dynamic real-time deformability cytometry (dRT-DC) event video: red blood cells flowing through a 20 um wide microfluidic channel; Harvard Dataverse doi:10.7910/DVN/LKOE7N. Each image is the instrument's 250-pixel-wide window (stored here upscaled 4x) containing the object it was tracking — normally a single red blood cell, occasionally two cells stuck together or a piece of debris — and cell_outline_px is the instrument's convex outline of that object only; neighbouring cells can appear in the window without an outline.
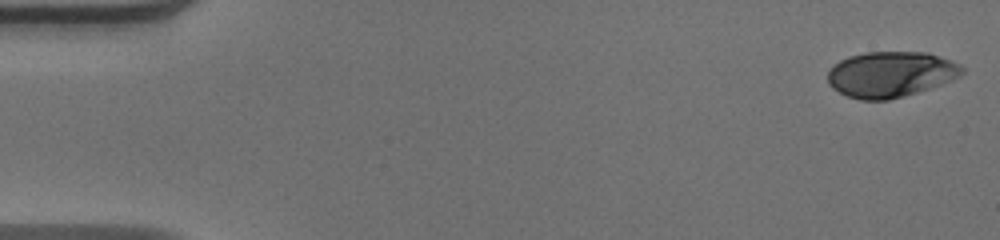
{"species": "human", "species_latin": "Homo sapiens", "temperature_condition": "warm", "stored_images_in_passage": 50, "camera_frame_rate_fps": 3000, "um_per_image_px": 0.085, "donor": {"sex": "male"}, "frame": {"image": 1, "passage_image": 1, "time_ms": 0.0, "image_size_px": [1000, 240], "cell_outline_px": [[964, 72], [960, 76], [940, 84], [904, 96], [888, 100], [860, 100], [848, 96], [832, 88], [828, 84], [828, 72], [840, 60], [848, 56], [868, 52], [928, 52], [960, 64], [964, 68]], "centroid_in_image_um": [75.7, 6.31], "position_along_channel_um": 9.3, "area_um2": 35.55}}
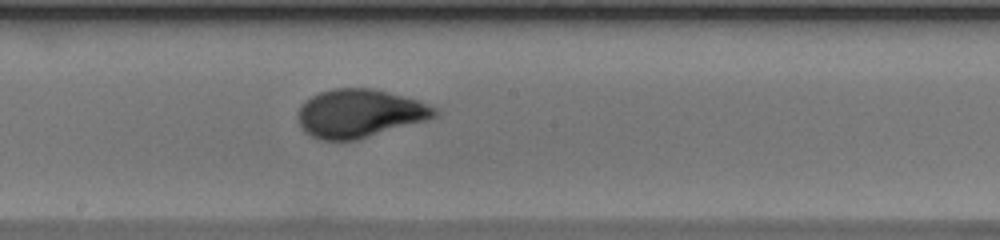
{"frame": {"image": 2, "passage_image": 27, "time_ms": 8.667, "image_size_px": [1000, 240], "cell_outline_px": [[440, 112], [436, 116], [428, 120], [356, 140], [324, 140], [312, 136], [304, 132], [300, 124], [300, 104], [304, 100], [320, 92], [332, 88], [372, 88], [420, 100], [436, 108]], "centroid_in_image_um": [30.6, 9.63], "position_along_channel_um": 217.6, "area_um2": 38.44}}
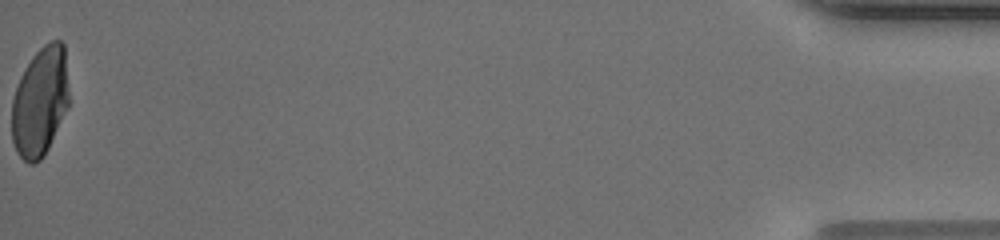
{"frame": {"image": 3, "passage_image": 50, "time_ms": 16.333, "image_size_px": [1000, 240], "cell_outline_px": [[68, 108], [44, 156], [40, 160], [32, 164], [28, 164], [16, 152], [12, 140], [12, 100], [16, 88], [32, 56], [44, 44], [52, 40], [60, 40], [64, 44], [68, 88]], "centroid_in_image_um": [3.41, 8.67], "position_along_channel_um": 431.8, "area_um2": 36.24}, "authors_computed_cell_mechanics": {"area_um2": 37.0209, "velocity_mm_per_s": 4.1025, "shape_relaxation_time_tau1_ms": 4.6318, "shape_relaxation_time_tau2_ms": null, "deformation_change_tau1": 0.2174, "deformation_change_tau2": null}}